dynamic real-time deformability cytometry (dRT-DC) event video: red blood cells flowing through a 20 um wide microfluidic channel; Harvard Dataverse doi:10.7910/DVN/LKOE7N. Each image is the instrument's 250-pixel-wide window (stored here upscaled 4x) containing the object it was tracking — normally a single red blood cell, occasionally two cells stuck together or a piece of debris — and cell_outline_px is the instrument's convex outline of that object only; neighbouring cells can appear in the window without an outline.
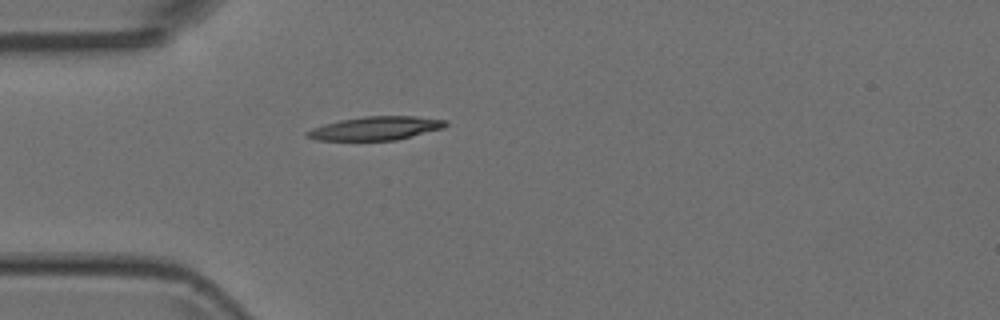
{"species": "Egyptian fruit bat (a non-hibernating species)", "species_latin": "Rousettus aegyptiacus", "temperature_condition": "room temperature", "stored_images_in_passage": 37, "camera_frame_rate_fps": 3000, "um_per_image_px": 0.085, "animal": {"sex": "female"}, "frame": {"image": 1, "passage_image": 1, "time_ms": 0.0, "image_size_px": [1000, 320], "cell_outline_px": [[448, 124], [444, 128], [396, 140], [316, 140], [304, 136], [304, 132], [312, 128], [324, 124], [340, 120], [364, 116], [416, 116], [448, 120]], "centroid_in_image_um": [31.93, 10.9], "position_along_channel_um": 53.1, "area_um2": 19.13}}
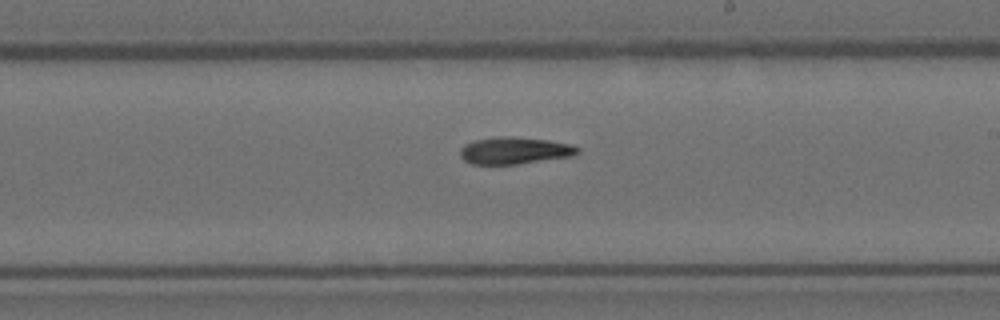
{"frame": {"image": 2, "passage_image": 16, "time_ms": 5.0, "image_size_px": [1000, 320], "cell_outline_px": [[580, 152], [572, 156], [516, 164], [472, 164], [464, 160], [460, 156], [460, 148], [464, 144], [476, 140], [496, 136], [512, 136], [548, 140], [572, 144], [580, 148]], "centroid_in_image_um": [43.74, 12.79], "position_along_channel_um": 245.3, "area_um2": 18.55}}
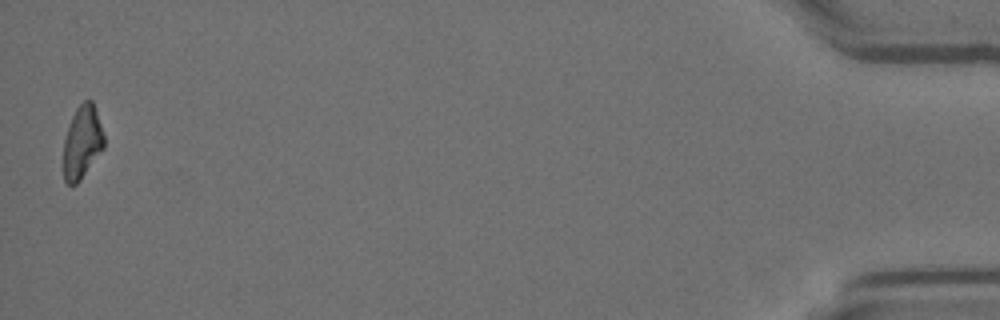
{"frame": {"image": 3, "passage_image": 37, "time_ms": 12.0, "image_size_px": [1000, 320], "cell_outline_px": [[104, 148], [80, 180], [76, 184], [68, 184], [64, 180], [64, 140], [72, 116], [76, 108], [84, 100], [92, 100], [104, 136]], "centroid_in_image_um": [6.99, 12.09], "position_along_channel_um": 428.2, "area_um2": 16.94}}